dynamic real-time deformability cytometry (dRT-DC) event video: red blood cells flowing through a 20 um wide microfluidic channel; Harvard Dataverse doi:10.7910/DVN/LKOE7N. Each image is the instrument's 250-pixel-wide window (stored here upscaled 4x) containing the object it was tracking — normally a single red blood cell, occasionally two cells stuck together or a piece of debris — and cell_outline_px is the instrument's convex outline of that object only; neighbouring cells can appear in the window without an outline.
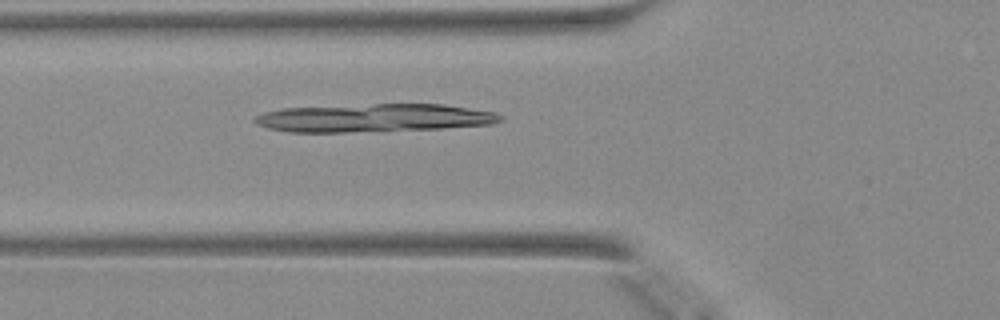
{"species": "Egyptian fruit bat (a non-hibernating species)", "species_latin": "Rousettus aegyptiacus", "temperature_condition": "warm", "stored_images_in_passage": 28, "camera_frame_rate_fps": 3000, "um_per_image_px": 0.085, "animal": {"sex": "female"}, "frame": {"image": 1, "passage_image": 4, "time_ms": 1.0, "image_size_px": [1000, 320], "cell_outline_px": [[504, 120], [492, 124], [440, 128], [344, 132], [288, 132], [268, 128], [256, 124], [252, 120], [256, 116], [264, 112], [284, 108], [376, 104], [444, 104], [496, 112], [504, 116]], "centroid_in_image_um": [31.81, 10.02], "position_along_channel_um": 94.0, "area_um2": 40.11}}
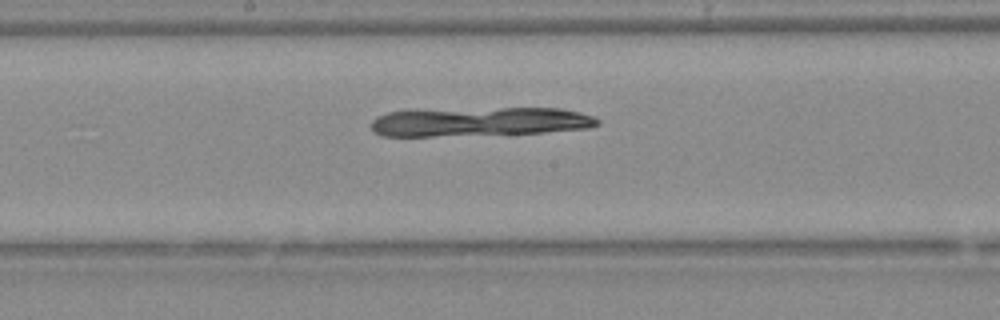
{"frame": {"image": 2, "passage_image": 12, "time_ms": 3.667, "image_size_px": [1000, 320], "cell_outline_px": [[600, 124], [588, 128], [544, 132], [432, 136], [380, 136], [372, 132], [368, 124], [376, 116], [388, 112], [408, 108], [560, 108], [580, 112], [596, 116], [600, 120]], "centroid_in_image_um": [40.65, 10.32], "position_along_channel_um": 207.6, "area_um2": 39.42}}
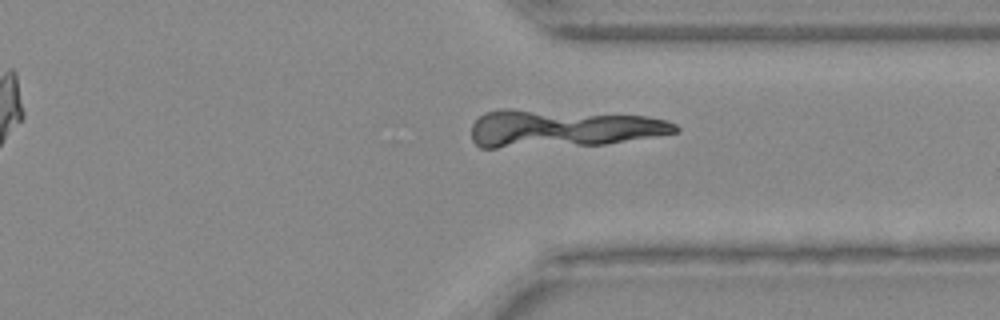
{"frame": {"image": 3, "passage_image": 23, "time_ms": 7.333, "image_size_px": [1000, 320], "cell_outline_px": [[680, 132], [604, 144], [496, 148], [480, 148], [472, 140], [472, 124], [484, 112], [500, 108], [508, 108], [648, 116], [668, 120], [676, 124], [680, 128]], "centroid_in_image_um": [47.8, 10.9], "position_along_channel_um": 363.6, "area_um2": 44.91}}